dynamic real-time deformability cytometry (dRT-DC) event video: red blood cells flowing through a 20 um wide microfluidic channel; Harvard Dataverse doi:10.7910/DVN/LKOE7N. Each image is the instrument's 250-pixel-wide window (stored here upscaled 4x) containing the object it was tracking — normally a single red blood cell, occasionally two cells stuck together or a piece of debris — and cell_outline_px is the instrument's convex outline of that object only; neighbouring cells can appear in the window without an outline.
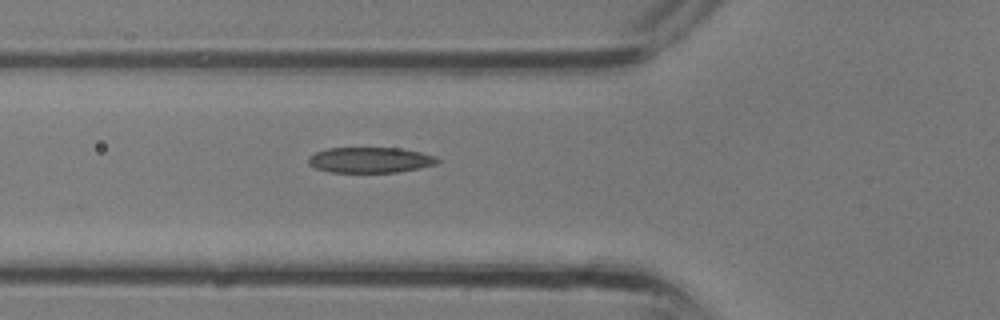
{"species": "common noctule bat (a hibernating species)", "species_latin": "Nyctalus noctula", "temperature_condition": "room temperature", "stored_images_in_passage": 4, "camera_frame_rate_fps": 3000, "um_per_image_px": 0.085, "animal": {"sex": "male", "body_mass_g": 13.3}, "frame": {"image": 1, "passage_image": 4, "time_ms": 1.0, "image_size_px": [1000, 320], "cell_outline_px": [[440, 160], [436, 164], [420, 168], [400, 172], [328, 172], [316, 168], [308, 164], [308, 156], [316, 152], [328, 148], [400, 148], [420, 152], [436, 156]], "centroid_in_image_um": [31.46, 13.6], "position_along_channel_um": 94.3, "area_um2": 19.31}}